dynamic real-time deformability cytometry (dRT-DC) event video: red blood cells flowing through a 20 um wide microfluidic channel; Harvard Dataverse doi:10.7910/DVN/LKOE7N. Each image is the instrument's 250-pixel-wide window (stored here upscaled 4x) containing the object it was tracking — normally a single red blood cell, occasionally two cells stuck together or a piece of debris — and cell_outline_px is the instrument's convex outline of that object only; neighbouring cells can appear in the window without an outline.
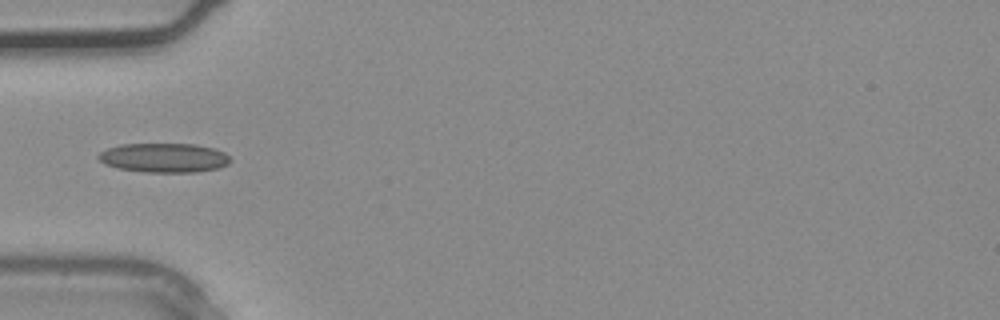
{"species": "common noctule bat (a hibernating species)", "species_latin": "Nyctalus noctula", "temperature_condition": "warm", "stored_images_in_passage": 34, "camera_frame_rate_fps": 3000, "um_per_image_px": 0.085, "animal": {"sex": "male", "body_mass_g": 20.4}, "frame": {"image": 1, "passage_image": 10, "time_ms": 3.0, "image_size_px": [1000, 320], "cell_outline_px": [[232, 160], [228, 164], [220, 168], [196, 172], [144, 172], [120, 168], [104, 164], [96, 156], [100, 152], [108, 148], [120, 144], [196, 144], [212, 148], [224, 152]], "centroid_in_image_um": [13.95, 13.41], "position_along_channel_um": 71.0, "area_um2": 22.54}}